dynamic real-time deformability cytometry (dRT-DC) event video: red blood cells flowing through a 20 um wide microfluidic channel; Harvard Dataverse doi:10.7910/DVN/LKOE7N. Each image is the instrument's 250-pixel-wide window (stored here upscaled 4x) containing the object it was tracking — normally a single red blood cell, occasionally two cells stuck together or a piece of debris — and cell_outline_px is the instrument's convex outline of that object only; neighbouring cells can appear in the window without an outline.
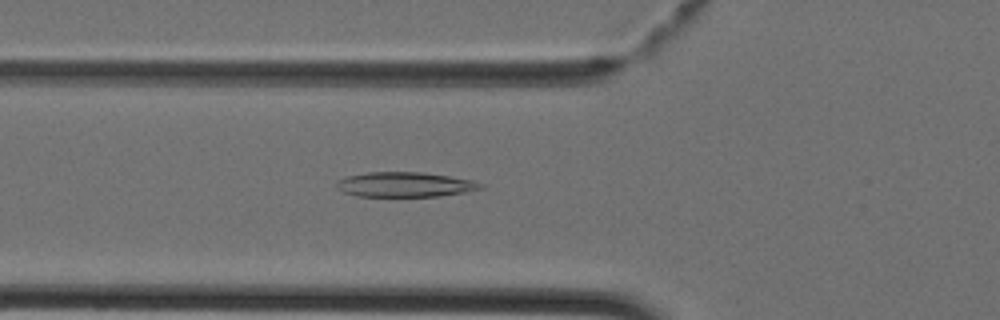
{"species": "Egyptian fruit bat (a non-hibernating species)", "species_latin": "Rousettus aegyptiacus", "temperature_condition": "cold", "stored_images_in_passage": 32, "camera_frame_rate_fps": 3000, "um_per_image_px": 0.085, "animal": {"sex": "female"}, "frame": {"image": 1, "passage_image": 4, "time_ms": 1.0, "image_size_px": [1000, 320], "cell_outline_px": [[484, 188], [464, 192], [436, 196], [356, 196], [344, 192], [336, 188], [336, 180], [348, 176], [368, 172], [424, 172], [472, 180], [484, 184]], "centroid_in_image_um": [34.4, 15.68], "position_along_channel_um": 91.4, "area_um2": 20.81}}
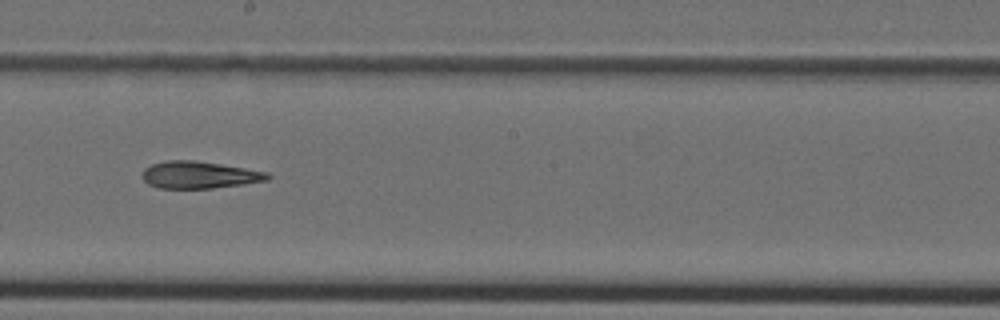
{"frame": {"image": 2, "passage_image": 13, "time_ms": 4.0, "image_size_px": [1000, 320], "cell_outline_px": [[272, 176], [268, 180], [244, 184], [212, 188], [156, 188], [148, 184], [140, 176], [140, 172], [144, 168], [152, 164], [164, 160], [192, 160], [220, 164], [268, 172]], "centroid_in_image_um": [16.89, 14.87], "position_along_channel_um": 231.3, "area_um2": 19.94}}
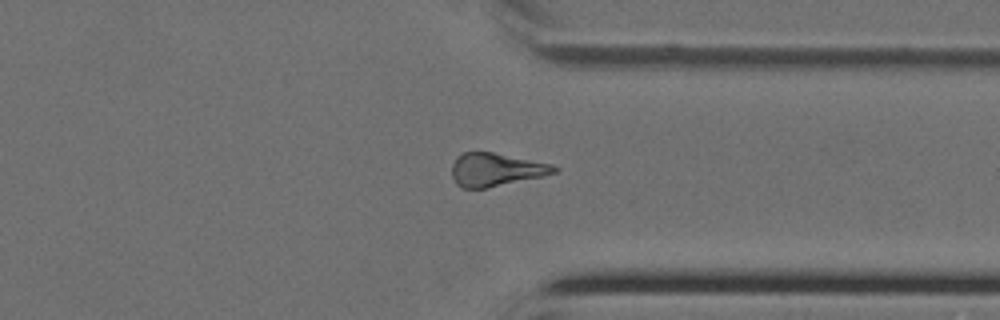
{"frame": {"image": 3, "passage_image": 22, "time_ms": 7.0, "image_size_px": [1000, 320], "cell_outline_px": [[560, 172], [484, 188], [460, 188], [456, 184], [452, 176], [452, 164], [456, 156], [464, 152], [492, 152], [552, 164], [560, 168]], "centroid_in_image_um": [42.14, 14.41], "position_along_channel_um": 369.3, "area_um2": 19.65}}